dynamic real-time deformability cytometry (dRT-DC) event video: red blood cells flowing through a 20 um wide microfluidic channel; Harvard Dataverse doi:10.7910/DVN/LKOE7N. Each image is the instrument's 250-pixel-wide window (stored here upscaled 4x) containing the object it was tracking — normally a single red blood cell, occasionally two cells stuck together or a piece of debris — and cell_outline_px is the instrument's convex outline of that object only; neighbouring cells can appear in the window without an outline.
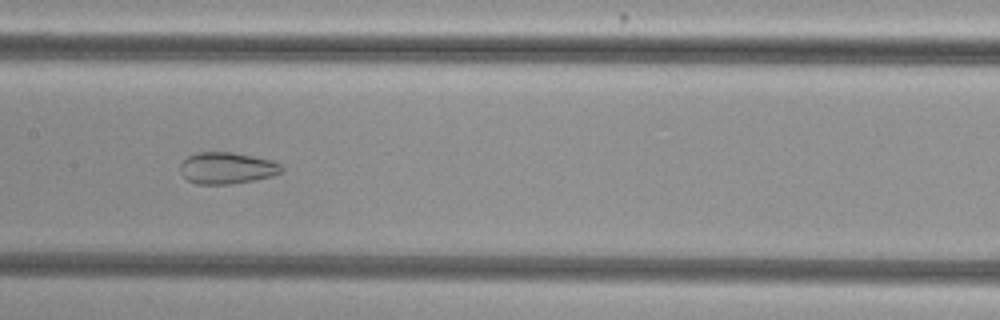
{"species": "common noctule bat (a hibernating species)", "species_latin": "Nyctalus noctula", "temperature_condition": "cold", "stored_images_in_passage": 55, "camera_frame_rate_fps": 3000, "um_per_image_px": 0.085, "animal": {"sex": "female", "body_mass_g": 29.2, "forearm_length_mm": 56.3}, "frame": {"image": 1, "passage_image": 28, "time_ms": 9.0, "image_size_px": [1000, 320], "cell_outline_px": [[284, 172], [272, 176], [256, 180], [228, 184], [196, 184], [188, 180], [180, 172], [180, 164], [188, 156], [196, 152], [232, 152], [272, 160], [284, 164]], "centroid_in_image_um": [19.34, 14.28], "position_along_channel_um": 188.1, "area_um2": 18.9}}
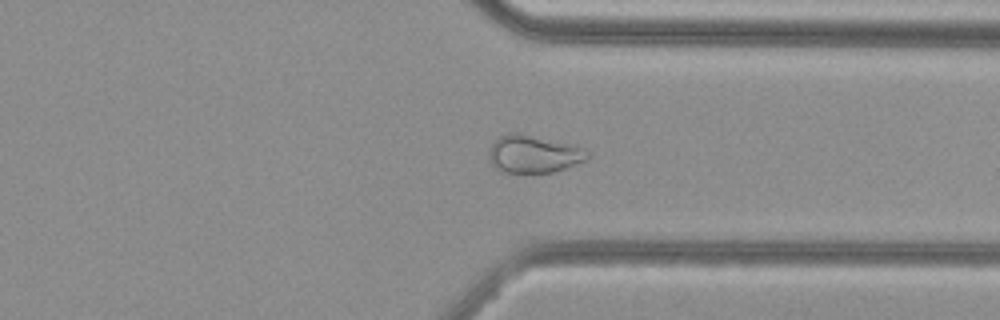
{"frame": {"image": 2, "passage_image": 42, "time_ms": 13.667, "image_size_px": [1000, 320], "cell_outline_px": [[588, 160], [552, 172], [496, 172], [488, 160], [488, 152], [492, 144], [500, 136], [508, 132], [516, 132], [572, 144], [584, 148], [588, 152]], "centroid_in_image_um": [45.31, 13.09], "position_along_channel_um": 366.1, "area_um2": 21.79}}
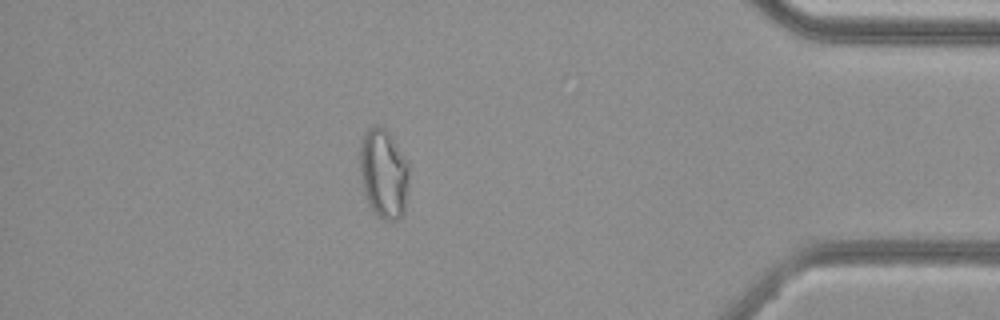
{"frame": {"image": 3, "passage_image": 48, "time_ms": 15.667, "image_size_px": [1000, 320], "cell_outline_px": [[408, 188], [404, 212], [396, 220], [384, 220], [368, 204], [360, 180], [360, 148], [364, 136], [368, 128], [376, 124], [384, 128], [408, 160]], "centroid_in_image_um": [32.61, 14.76], "position_along_channel_um": 402.6, "area_um2": 25.49}, "authors_computed_cell_mechanics": {"area_um2": 25.6054, "velocity_mm_per_s": 3.812, "shape_relaxation_time_tau1_ms": null, "shape_relaxation_time_tau2_ms": 1.4066, "deformation_change_tau1": null, "deformation_change_tau2": 0.0698}}